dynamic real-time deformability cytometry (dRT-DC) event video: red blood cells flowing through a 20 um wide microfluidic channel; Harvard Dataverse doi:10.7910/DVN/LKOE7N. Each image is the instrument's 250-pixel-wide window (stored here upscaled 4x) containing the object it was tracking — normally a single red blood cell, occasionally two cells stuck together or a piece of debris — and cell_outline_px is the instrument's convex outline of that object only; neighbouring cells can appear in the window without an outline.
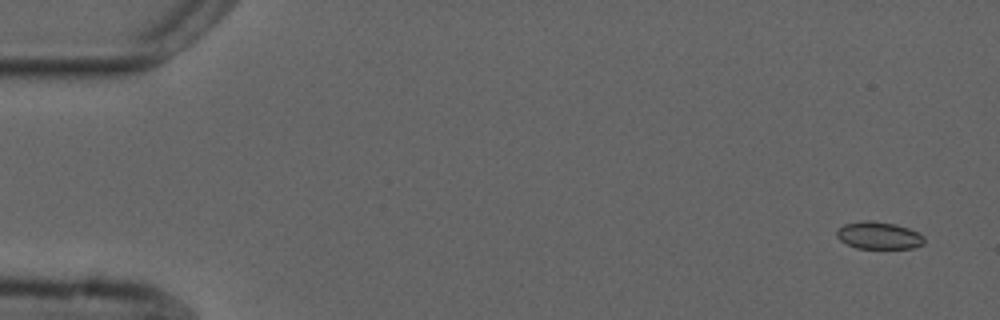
{"species": "common noctule bat (a hibernating species)", "species_latin": "Nyctalus noctula", "temperature_condition": "cold", "stored_images_in_passage": 5, "camera_frame_rate_fps": 3000, "um_per_image_px": 0.085, "animal": {"sex": "male", "forearm_length_mm": 52.5}, "frame": {"image": 1, "passage_image": 1, "time_ms": 0.0, "image_size_px": [1000, 320], "cell_outline_px": [[924, 244], [912, 248], [856, 248], [840, 240], [836, 236], [836, 232], [844, 224], [864, 220], [868, 220], [896, 224], [908, 228], [924, 236]], "centroid_in_image_um": [74.69, 20.01], "position_along_channel_um": 10.3, "area_um2": 13.81}}
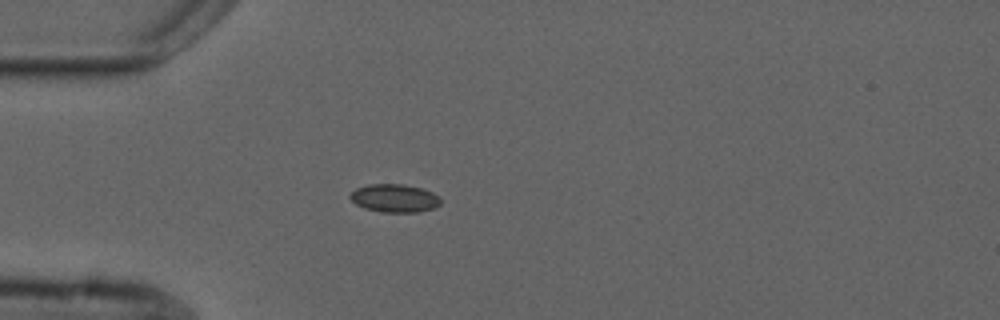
{"frame": {"image": 2, "passage_image": 5, "time_ms": 4.333, "image_size_px": [1000, 320], "cell_outline_px": [[440, 204], [436, 208], [420, 212], [380, 212], [364, 208], [356, 204], [348, 196], [356, 188], [368, 184], [404, 184], [424, 188], [440, 196]], "centroid_in_image_um": [33.57, 16.84], "position_along_channel_um": 51.4, "area_um2": 15.09}}